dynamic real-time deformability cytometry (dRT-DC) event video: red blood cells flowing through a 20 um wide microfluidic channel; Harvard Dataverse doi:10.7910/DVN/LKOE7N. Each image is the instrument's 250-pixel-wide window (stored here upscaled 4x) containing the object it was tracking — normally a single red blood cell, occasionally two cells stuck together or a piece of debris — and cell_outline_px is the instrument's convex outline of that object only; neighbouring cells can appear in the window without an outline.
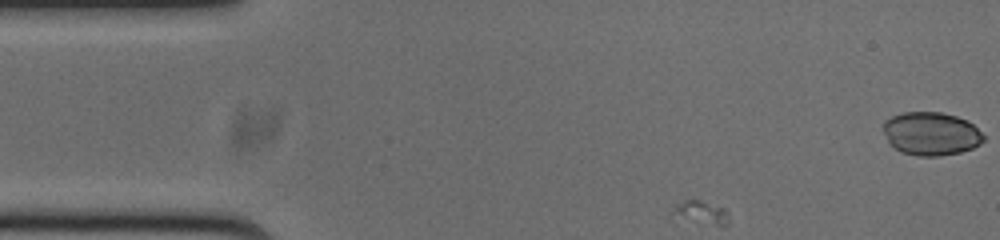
{"species": "common noctule bat (a hibernating species)", "species_latin": "Nyctalus noctula", "temperature_condition": "cold", "stored_images_in_passage": 24, "camera_frame_rate_fps": 3000, "um_per_image_px": 0.085, "animal": {"sex": "male", "body_mass_g": 20.0, "forearm_length_mm": 53.3}, "frame": {"image": 1, "passage_image": 1, "time_ms": 0.0, "image_size_px": [1000, 240], "cell_outline_px": [[984, 140], [980, 144], [972, 148], [960, 152], [940, 156], [916, 156], [892, 148], [888, 144], [884, 132], [884, 120], [892, 116], [904, 112], [940, 112], [956, 116], [968, 120], [984, 136]], "centroid_in_image_um": [79.12, 11.37], "position_along_channel_um": 5.9, "area_um2": 25.37}}